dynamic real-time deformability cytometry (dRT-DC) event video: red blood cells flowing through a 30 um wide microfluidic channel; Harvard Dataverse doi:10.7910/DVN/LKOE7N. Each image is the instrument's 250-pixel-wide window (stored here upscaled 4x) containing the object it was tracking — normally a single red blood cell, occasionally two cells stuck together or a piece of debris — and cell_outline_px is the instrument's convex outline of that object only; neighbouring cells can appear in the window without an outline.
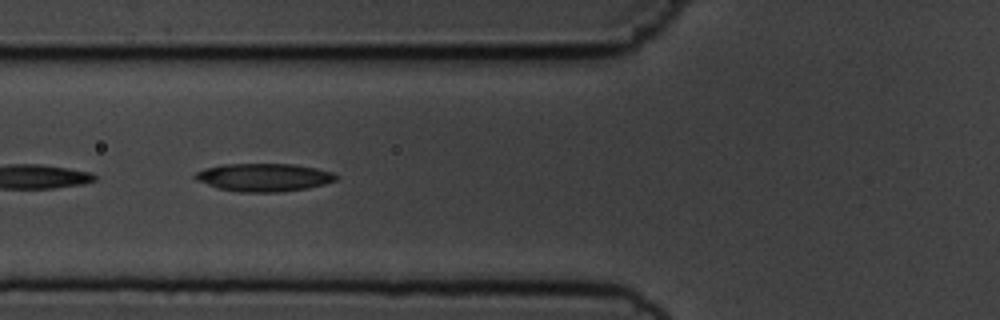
{"species": "common noctule bat (a hibernating species)", "species_latin": "Nyctalus noctula", "temperature_condition": "cold", "stored_images_in_passage": 26, "camera_frame_rate_fps": 3000, "um_per_image_px": 0.085, "animal": {"sex": "male", "body_mass_g": 19.5, "forearm_length_mm": 54.6}, "frame": {"image": 1, "passage_image": 20, "time_ms": 6.333, "image_size_px": [1000, 320], "cell_outline_px": [[336, 180], [324, 184], [308, 188], [280, 192], [240, 192], [220, 188], [196, 180], [192, 176], [196, 172], [204, 168], [224, 164], [296, 164], [316, 168], [332, 172], [336, 176]], "centroid_in_image_um": [22.42, 15.07], "position_along_channel_um": 103.4, "area_um2": 22.89}}
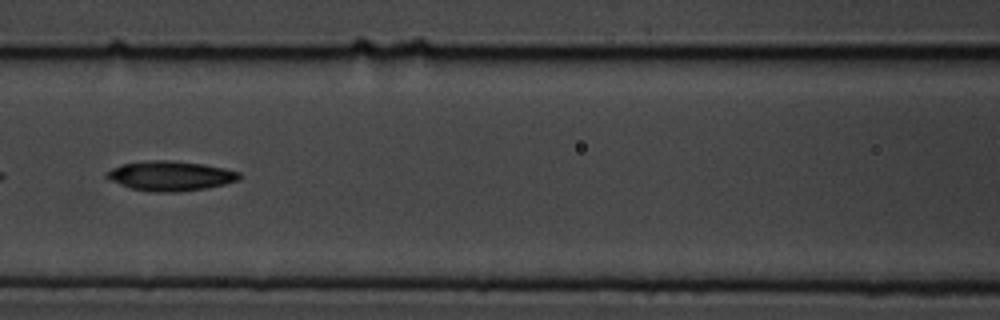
{"frame": {"image": 2, "passage_image": 24, "time_ms": 7.667, "image_size_px": [1000, 320], "cell_outline_px": [[240, 180], [208, 188], [180, 192], [152, 192], [132, 188], [120, 184], [104, 176], [104, 172], [112, 168], [124, 164], [152, 160], [168, 160], [204, 164], [224, 168], [240, 172]], "centroid_in_image_um": [14.51, 14.95], "position_along_channel_um": 152.1, "area_um2": 22.95}}